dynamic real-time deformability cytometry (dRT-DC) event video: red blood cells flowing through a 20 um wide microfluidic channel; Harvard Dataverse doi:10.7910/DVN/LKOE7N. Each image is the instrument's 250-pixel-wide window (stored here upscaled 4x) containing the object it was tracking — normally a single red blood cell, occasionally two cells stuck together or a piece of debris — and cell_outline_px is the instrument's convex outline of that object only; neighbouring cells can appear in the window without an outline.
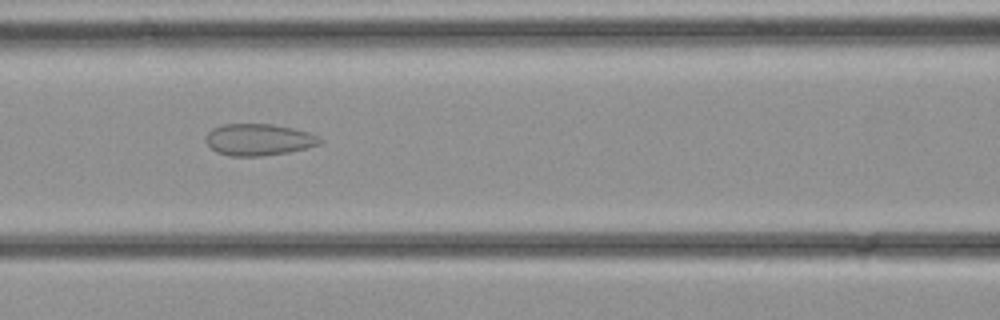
{"species": "common noctule bat (a hibernating species)", "species_latin": "Nyctalus noctula", "temperature_condition": "cold", "stored_images_in_passage": 35, "camera_frame_rate_fps": 3000, "um_per_image_px": 0.085, "animal": {"sex": "female", "body_mass_g": 21.9}, "frame": {"image": 1, "passage_image": 15, "time_ms": 4.667, "image_size_px": [1000, 320], "cell_outline_px": [[324, 140], [320, 144], [308, 148], [288, 152], [264, 156], [228, 156], [216, 152], [204, 140], [204, 136], [212, 128], [224, 124], [272, 124], [292, 128], [308, 132]], "centroid_in_image_um": [21.97, 11.87], "position_along_channel_um": 144.6, "area_um2": 21.21}}
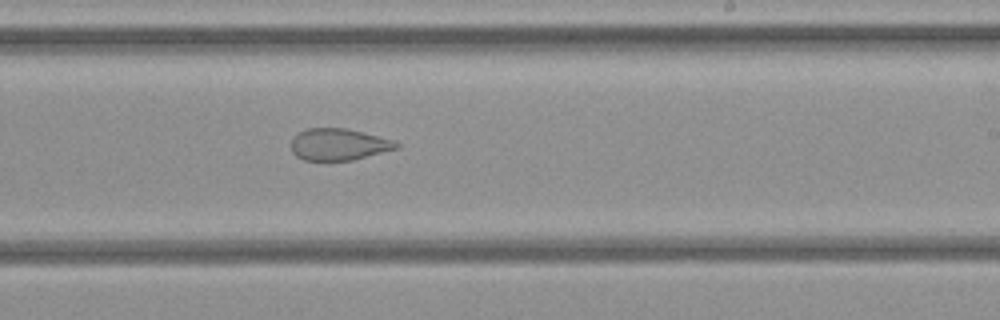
{"frame": {"image": 2, "passage_image": 21, "time_ms": 6.667, "image_size_px": [1000, 320], "cell_outline_px": [[400, 148], [352, 160], [304, 160], [296, 156], [292, 152], [292, 136], [304, 128], [344, 128], [364, 132], [396, 140], [400, 144]], "centroid_in_image_um": [28.81, 12.26], "position_along_channel_um": 260.2, "area_um2": 19.71}}
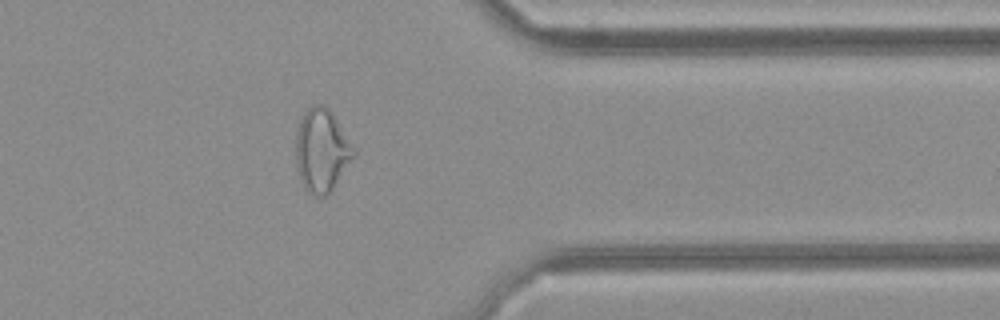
{"frame": {"image": 3, "passage_image": 28, "time_ms": 9.0, "image_size_px": [1000, 320], "cell_outline_px": [[356, 156], [328, 196], [312, 196], [304, 188], [300, 180], [296, 168], [296, 132], [300, 120], [304, 112], [312, 104], [320, 104], [328, 108], [356, 148]], "centroid_in_image_um": [27.36, 12.82], "position_along_channel_um": 384.0, "area_um2": 28.44}}